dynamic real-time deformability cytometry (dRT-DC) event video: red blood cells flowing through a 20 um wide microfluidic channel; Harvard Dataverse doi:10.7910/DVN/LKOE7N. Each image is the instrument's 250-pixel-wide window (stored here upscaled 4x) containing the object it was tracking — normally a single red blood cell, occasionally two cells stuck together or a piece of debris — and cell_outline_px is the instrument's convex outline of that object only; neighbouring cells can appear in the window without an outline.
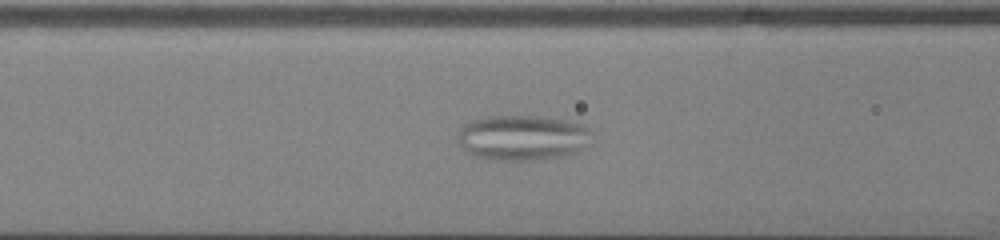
{"species": "common noctule bat (a hibernating species)", "species_latin": "Nyctalus noctula", "temperature_condition": "cold", "stored_images_in_passage": 40, "camera_frame_rate_fps": 3000, "um_per_image_px": 0.085, "animal": {"sex": "male", "body_mass_g": 13.0, "forearm_length_mm": 53.1}, "frame": {"image": 1, "passage_image": 10, "time_ms": 3.0, "image_size_px": [1000, 240], "cell_outline_px": [[592, 132], [580, 148], [576, 152], [560, 156], [532, 160], [492, 160], [476, 156], [468, 152], [460, 144], [456, 136], [460, 128], [468, 120], [488, 116], [536, 116], [564, 120], [584, 124]], "centroid_in_image_um": [44.33, 11.68], "position_along_channel_um": 122.3, "area_um2": 35.08}}
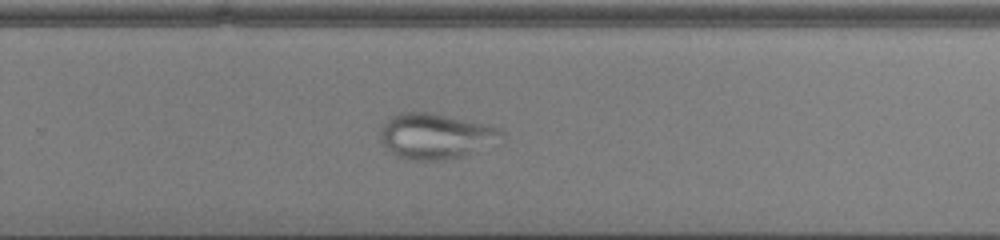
{"frame": {"image": 2, "passage_image": 23, "time_ms": 7.333, "image_size_px": [1000, 240], "cell_outline_px": [[504, 140], [464, 156], [444, 160], [408, 160], [396, 156], [380, 144], [380, 132], [384, 124], [392, 116], [400, 112], [428, 112], [488, 124], [500, 128], [504, 132]], "centroid_in_image_um": [37.05, 11.58], "position_along_channel_um": 292.7, "area_um2": 32.54}}
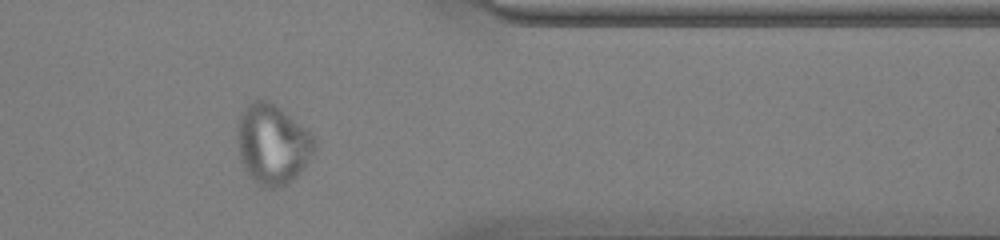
{"frame": {"image": 3, "passage_image": 31, "time_ms": 10.0, "image_size_px": [1000, 240], "cell_outline_px": [[316, 148], [300, 172], [292, 180], [276, 188], [260, 188], [248, 176], [240, 160], [236, 128], [240, 112], [252, 100], [268, 100], [276, 104], [304, 128], [316, 140]], "centroid_in_image_um": [23.12, 12.26], "position_along_channel_um": 388.3, "area_um2": 36.13}}